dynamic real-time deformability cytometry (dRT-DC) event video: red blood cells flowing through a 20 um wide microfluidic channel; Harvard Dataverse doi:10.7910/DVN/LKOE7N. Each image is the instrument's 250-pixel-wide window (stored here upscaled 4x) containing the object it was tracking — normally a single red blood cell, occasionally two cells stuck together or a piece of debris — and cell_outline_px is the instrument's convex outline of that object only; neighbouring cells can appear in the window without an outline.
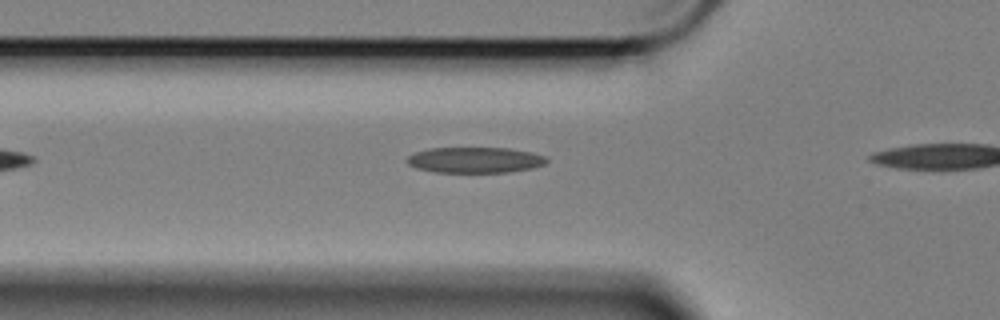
{"species": "Egyptian fruit bat (a non-hibernating species)", "species_latin": "Rousettus aegyptiacus", "temperature_condition": "cold", "stored_images_in_passage": 12, "camera_frame_rate_fps": 3000, "um_per_image_px": 0.085, "animal": {"sex": "female"}, "frame": {"image": 1, "passage_image": 10, "time_ms": 3.0, "image_size_px": [1000, 320], "cell_outline_px": [[548, 160], [544, 164], [532, 168], [508, 172], [436, 172], [416, 168], [408, 164], [408, 156], [416, 152], [428, 148], [508, 148], [528, 152], [544, 156]], "centroid_in_image_um": [40.35, 13.6], "position_along_channel_um": 85.4, "area_um2": 20.69}}